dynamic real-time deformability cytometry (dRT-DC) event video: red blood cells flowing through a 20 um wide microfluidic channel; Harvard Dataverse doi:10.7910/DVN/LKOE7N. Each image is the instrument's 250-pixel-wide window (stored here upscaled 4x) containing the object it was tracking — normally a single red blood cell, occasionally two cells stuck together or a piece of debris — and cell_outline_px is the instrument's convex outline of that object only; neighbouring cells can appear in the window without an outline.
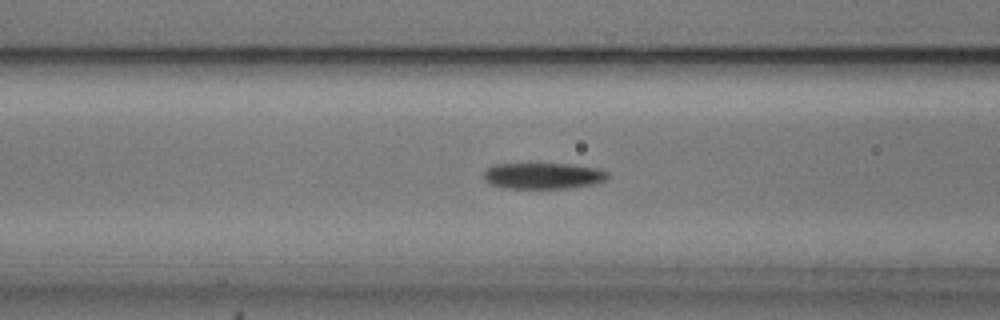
{"species": "common noctule bat (a hibernating species)", "species_latin": "Nyctalus noctula", "temperature_condition": "cold", "stored_images_in_passage": 47, "camera_frame_rate_fps": 3000, "um_per_image_px": 0.085, "animal": {"sex": "male", "body_mass_g": 20.5, "forearm_length_mm": 52.5}, "frame": {"image": 1, "passage_image": 15, "time_ms": 4.667, "image_size_px": [1000, 320], "cell_outline_px": [[608, 176], [604, 180], [592, 184], [568, 188], [504, 188], [492, 184], [484, 176], [484, 172], [488, 168], [496, 164], [568, 164], [596, 168], [608, 172]], "centroid_in_image_um": [46.17, 14.94], "position_along_channel_um": 120.4, "area_um2": 18.5}}
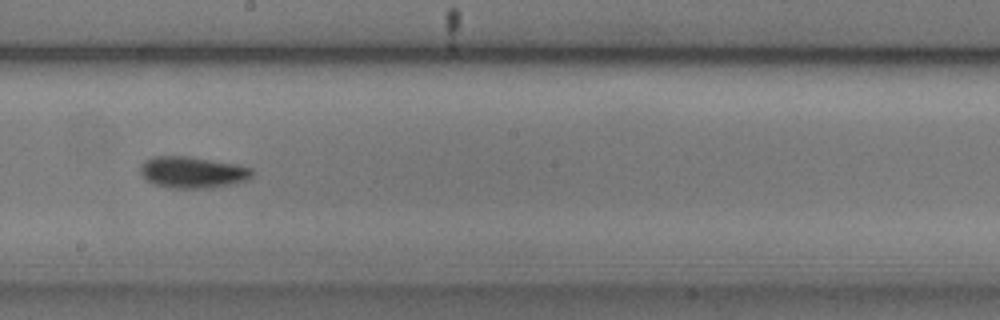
{"frame": {"image": 2, "passage_image": 24, "time_ms": 7.667, "image_size_px": [1000, 320], "cell_outline_px": [[256, 172], [248, 180], [232, 184], [212, 188], [168, 188], [156, 184], [148, 180], [140, 172], [140, 168], [144, 160], [152, 156], [188, 156], [236, 164], [252, 168]], "centroid_in_image_um": [16.41, 14.64], "position_along_channel_um": 231.8, "area_um2": 20.63}}
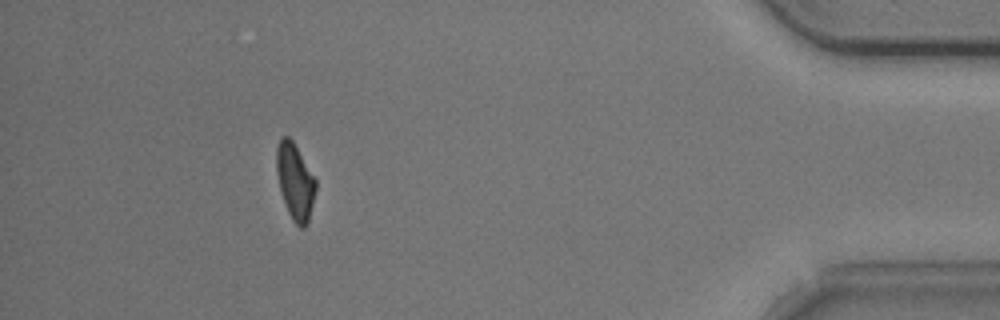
{"frame": {"image": 3, "passage_image": 43, "time_ms": 14.0, "image_size_px": [1000, 320], "cell_outline_px": [[316, 188], [308, 224], [304, 228], [300, 228], [292, 220], [288, 212], [280, 192], [276, 172], [276, 148], [280, 140], [284, 136], [288, 136], [292, 140], [316, 180]], "centroid_in_image_um": [25.07, 15.46], "position_along_channel_um": 410.1, "area_um2": 17.34}}